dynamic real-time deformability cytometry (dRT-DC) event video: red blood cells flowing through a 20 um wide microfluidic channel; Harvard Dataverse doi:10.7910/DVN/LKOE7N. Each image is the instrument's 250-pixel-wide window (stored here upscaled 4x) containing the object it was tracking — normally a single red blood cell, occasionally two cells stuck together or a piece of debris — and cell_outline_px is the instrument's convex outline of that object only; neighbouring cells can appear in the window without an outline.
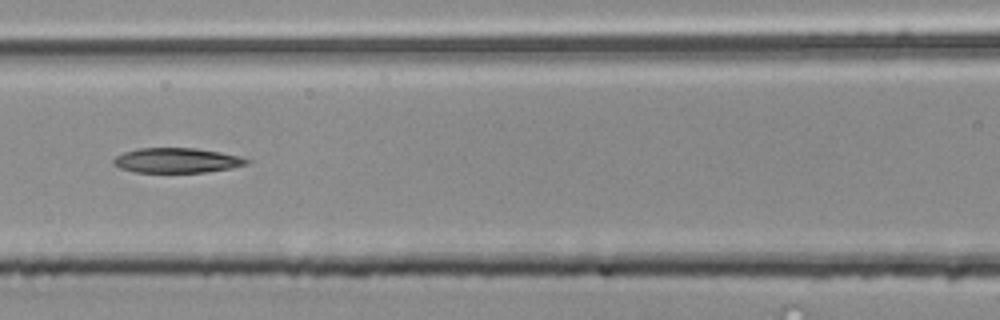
{"species": "common noctule bat (a hibernating species)", "species_latin": "Nyctalus noctula", "temperature_condition": "room temperature", "stored_images_in_passage": 51, "segment_of_instrument_passage": [2, 2], "camera_frame_rate_fps": 3000, "um_per_image_px": 0.085, "animal": {"sex": "male", "body_mass_g": 20.4}, "frame": {"image": 1, "passage_image": 21, "time_ms": 6.667, "image_size_px": [1000, 320], "cell_outline_px": [[252, 160], [248, 164], [232, 168], [204, 172], [136, 172], [120, 168], [112, 164], [112, 160], [116, 156], [124, 152], [136, 148], [196, 148], [220, 152], [240, 156]], "centroid_in_image_um": [15.04, 13.63], "position_along_channel_um": 151.6, "area_um2": 19.42}}
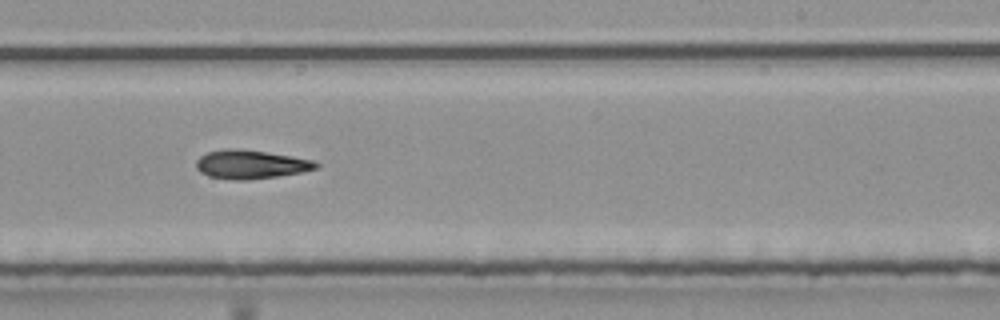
{"frame": {"image": 2, "passage_image": 30, "time_ms": 9.667, "image_size_px": [1000, 320], "cell_outline_px": [[320, 168], [300, 172], [276, 176], [248, 180], [232, 180], [208, 176], [200, 172], [196, 168], [196, 160], [200, 156], [208, 152], [228, 148], [240, 148], [292, 156], [312, 160], [320, 164]], "centroid_in_image_um": [21.3, 13.97], "position_along_channel_um": 267.7, "area_um2": 20.11}}
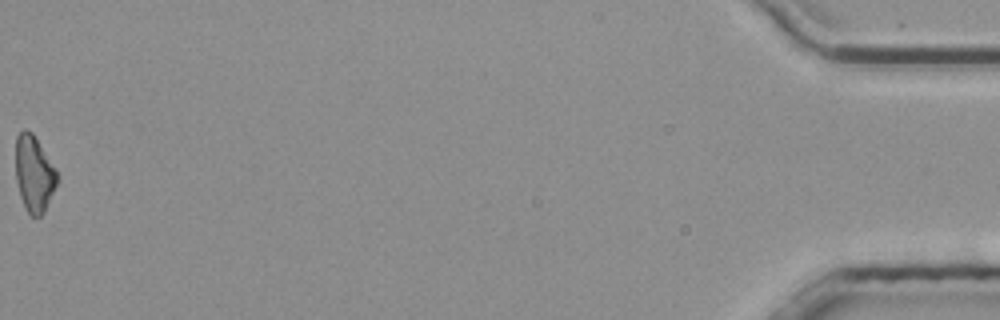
{"frame": {"image": 3, "passage_image": 51, "time_ms": 16.667, "image_size_px": [1000, 320], "cell_outline_px": [[60, 180], [44, 212], [40, 216], [28, 216], [24, 208], [20, 196], [16, 180], [16, 136], [24, 128], [32, 132], [56, 168], [60, 176]], "centroid_in_image_um": [2.92, 14.8], "position_along_channel_um": 432.3, "area_um2": 18.84}}